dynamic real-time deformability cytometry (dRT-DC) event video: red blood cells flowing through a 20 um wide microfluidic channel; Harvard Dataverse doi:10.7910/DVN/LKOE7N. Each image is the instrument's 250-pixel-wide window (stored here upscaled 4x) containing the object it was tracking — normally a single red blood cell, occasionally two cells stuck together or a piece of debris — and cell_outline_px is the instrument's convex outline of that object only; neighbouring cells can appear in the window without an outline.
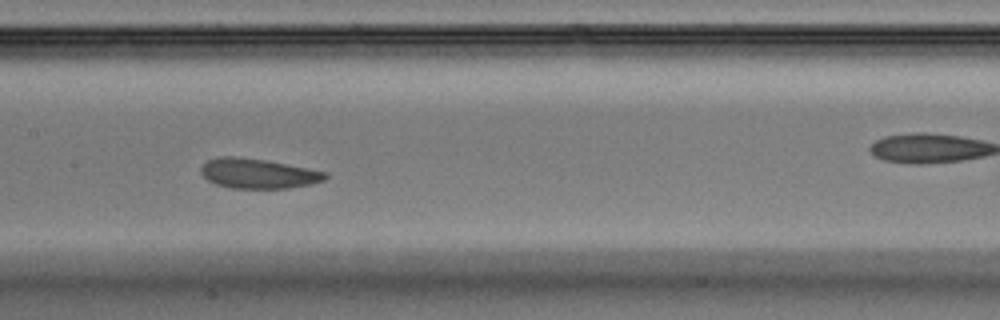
{"species": "Egyptian fruit bat (a non-hibernating species)", "species_latin": "Rousettus aegyptiacus", "temperature_condition": "warm", "stored_images_in_passage": 38, "camera_frame_rate_fps": 3000, "um_per_image_px": 0.085, "animal": {"sex": "male"}, "frame": {"image": 1, "passage_image": 17, "time_ms": 5.333, "image_size_px": [1000, 320], "cell_outline_px": [[328, 176], [324, 180], [312, 184], [288, 188], [228, 188], [216, 184], [208, 180], [200, 172], [200, 168], [208, 160], [220, 156], [236, 156], [264, 160], [308, 168], [328, 172]], "centroid_in_image_um": [21.94, 14.75], "position_along_channel_um": 185.5, "area_um2": 21.62}}